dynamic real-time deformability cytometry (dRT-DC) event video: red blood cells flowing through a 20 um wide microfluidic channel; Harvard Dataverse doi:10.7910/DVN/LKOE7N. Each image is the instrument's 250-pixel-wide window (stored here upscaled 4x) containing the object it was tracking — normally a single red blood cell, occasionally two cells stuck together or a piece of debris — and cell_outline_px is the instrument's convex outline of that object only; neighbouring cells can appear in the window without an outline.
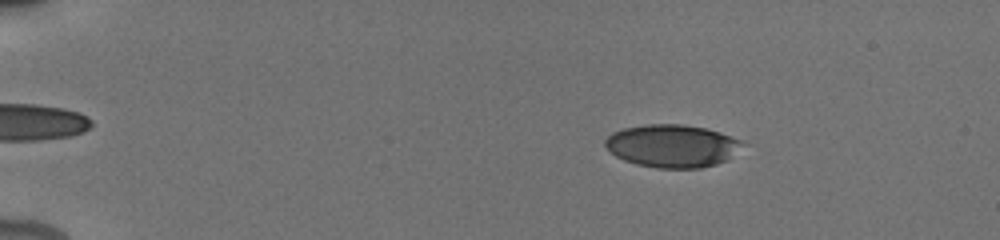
{"species": "human", "species_latin": "Homo sapiens", "temperature_condition": "cold", "stored_images_in_passage": 45, "camera_frame_rate_fps": 3000, "um_per_image_px": 0.085, "donor": {"sex": "male"}, "frame": {"image": 1, "passage_image": 9, "time_ms": 2.667, "image_size_px": [1000, 240], "cell_outline_px": [[748, 144], [728, 160], [716, 164], [700, 168], [656, 168], [636, 164], [624, 160], [616, 156], [604, 144], [604, 140], [612, 132], [624, 128], [644, 124], [684, 124], [708, 128], [720, 132], [740, 140]], "centroid_in_image_um": [57.18, 12.39], "position_along_channel_um": 27.8, "area_um2": 34.62}}
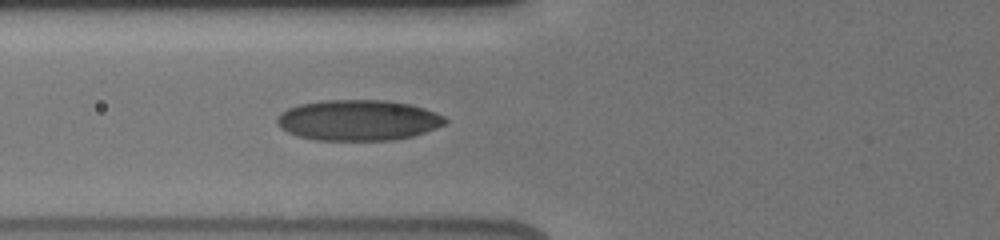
{"frame": {"image": 2, "passage_image": 26, "time_ms": 7.0, "image_size_px": [1000, 240], "cell_outline_px": [[448, 120], [444, 124], [436, 128], [412, 136], [392, 140], [316, 140], [300, 136], [288, 132], [280, 128], [276, 124], [276, 116], [280, 112], [288, 108], [300, 104], [320, 100], [388, 100], [412, 104], [436, 112], [444, 116]], "centroid_in_image_um": [30.43, 10.2], "position_along_channel_um": 95.4, "area_um2": 40.11}}
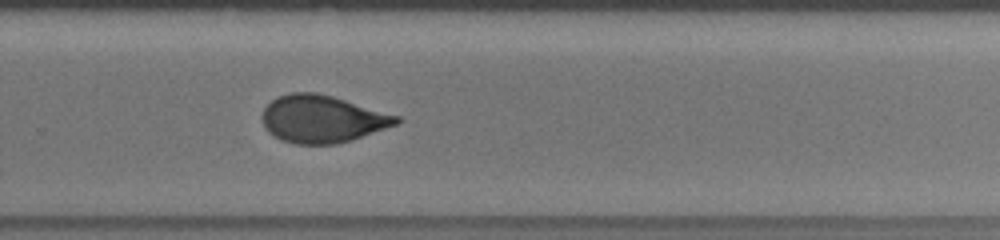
{"frame": {"image": 3, "passage_image": 45, "time_ms": 12.333, "image_size_px": [1000, 240], "cell_outline_px": [[404, 120], [400, 124], [352, 140], [336, 144], [296, 144], [280, 140], [268, 132], [264, 128], [264, 108], [272, 100], [280, 96], [292, 92], [316, 92], [332, 96], [400, 116]], "centroid_in_image_um": [27.45, 10.12], "position_along_channel_um": 302.4, "area_um2": 37.17}}